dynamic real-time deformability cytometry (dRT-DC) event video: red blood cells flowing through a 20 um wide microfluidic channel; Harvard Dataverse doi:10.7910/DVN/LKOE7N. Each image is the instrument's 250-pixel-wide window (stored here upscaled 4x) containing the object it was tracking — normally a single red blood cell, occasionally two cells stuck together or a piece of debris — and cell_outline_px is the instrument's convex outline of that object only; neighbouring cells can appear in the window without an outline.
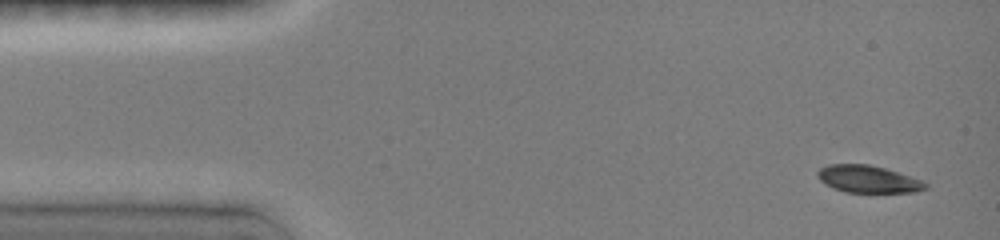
{"species": "common noctule bat (a hibernating species)", "species_latin": "Nyctalus noctula", "temperature_condition": "room temperature", "stored_images_in_passage": 46, "camera_frame_rate_fps": 3000, "um_per_image_px": 0.085, "animal": {"sex": "female", "body_mass_g": 19.0, "forearm_length_mm": 51.5}, "frame": {"image": 1, "passage_image": 1, "time_ms": 0.0, "image_size_px": [1000, 240], "cell_outline_px": [[928, 188], [916, 192], [844, 192], [824, 184], [816, 176], [816, 172], [820, 168], [828, 164], [868, 164], [884, 168], [924, 180], [928, 184]], "centroid_in_image_um": [73.79, 15.22], "position_along_channel_um": 11.2, "area_um2": 17.28}}
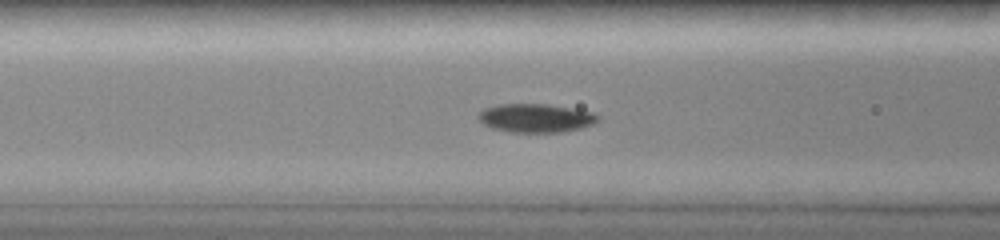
{"frame": {"image": 2, "passage_image": 17, "time_ms": 5.333, "image_size_px": [1000, 240], "cell_outline_px": [[600, 116], [592, 124], [580, 128], [564, 132], [508, 132], [492, 128], [484, 124], [476, 116], [484, 108], [500, 104], [548, 104], [592, 112]], "centroid_in_image_um": [45.51, 10.03], "position_along_channel_um": 121.1, "area_um2": 19.83}}
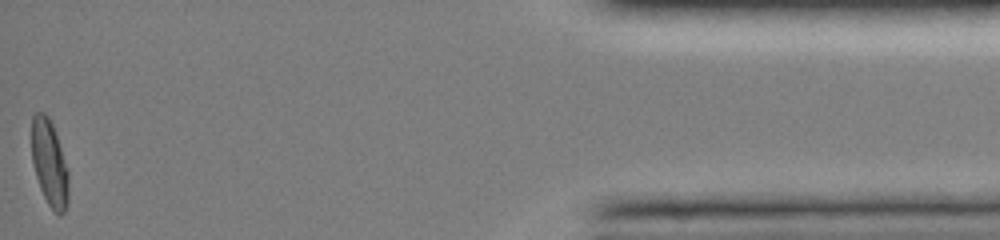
{"frame": {"image": 3, "passage_image": 46, "time_ms": 15.0, "image_size_px": [1000, 240], "cell_outline_px": [[68, 204], [64, 212], [60, 216], [48, 204], [40, 188], [36, 176], [32, 160], [32, 116], [36, 112], [44, 112], [48, 116], [52, 124], [68, 168]], "centroid_in_image_um": [4.21, 13.87], "position_along_channel_um": 431.0, "area_um2": 18.44}, "authors_computed_cell_mechanics": {"area_um2": 18.4671, "velocity_mm_per_s": 4.0107, "shape_relaxation_time_tau1_ms": 7.4493, "shape_relaxation_time_tau2_ms": null, "deformation_change_tau1": 0.2041, "deformation_change_tau2": null}}